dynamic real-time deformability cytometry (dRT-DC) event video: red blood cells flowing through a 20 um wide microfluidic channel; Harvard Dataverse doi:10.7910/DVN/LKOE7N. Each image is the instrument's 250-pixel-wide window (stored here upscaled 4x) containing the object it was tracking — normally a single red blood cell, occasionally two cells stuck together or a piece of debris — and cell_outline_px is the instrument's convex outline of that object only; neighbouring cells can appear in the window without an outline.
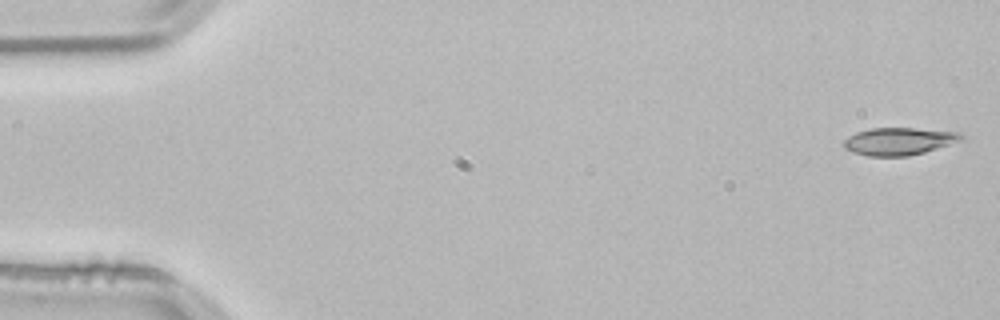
{"species": "common noctule bat (a hibernating species)", "species_latin": "Nyctalus noctula", "temperature_condition": "room temperature", "stored_images_in_passage": 53, "camera_frame_rate_fps": 3000, "um_per_image_px": 0.085, "animal": {"sex": "male", "body_mass_g": 21.5, "forearm_length_mm": 52.0}, "frame": {"image": 1, "passage_image": 1, "time_ms": 0.0, "image_size_px": [1000, 320], "cell_outline_px": [[964, 140], [924, 152], [908, 156], [868, 156], [852, 152], [844, 148], [844, 140], [848, 136], [856, 132], [872, 128], [916, 128], [964, 132]], "centroid_in_image_um": [76.46, 12.0], "position_along_channel_um": 8.5, "area_um2": 19.02}}
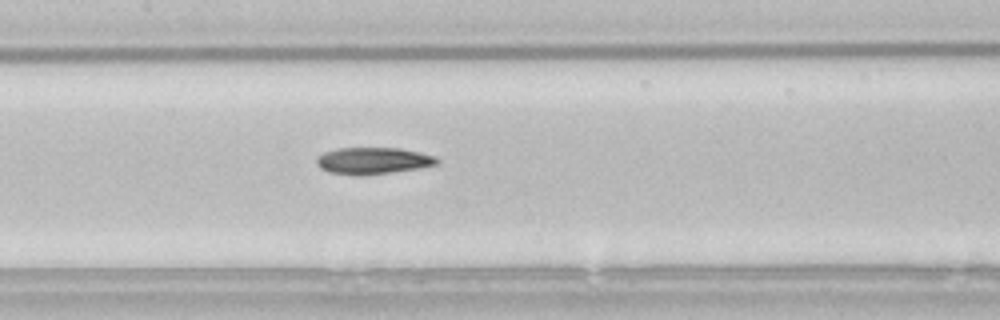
{"frame": {"image": 2, "passage_image": 25, "time_ms": 8.0, "image_size_px": [1000, 320], "cell_outline_px": [[440, 164], [420, 168], [392, 172], [328, 172], [320, 168], [316, 164], [316, 156], [324, 152], [336, 148], [400, 148], [420, 152], [436, 156], [440, 160]], "centroid_in_image_um": [31.77, 13.61], "position_along_channel_um": 175.6, "area_um2": 18.15}}
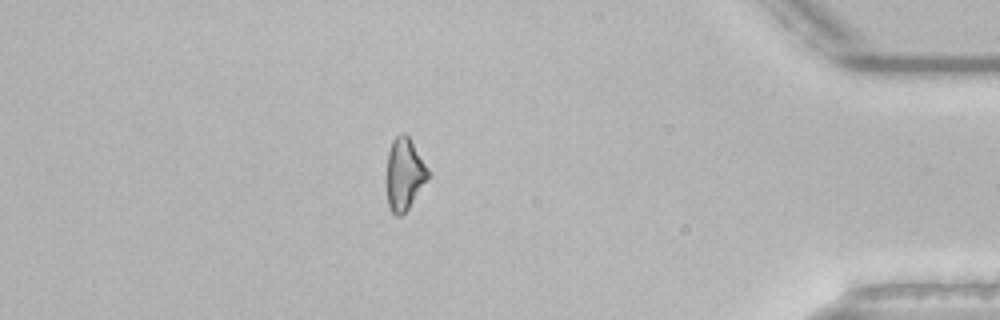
{"frame": {"image": 3, "passage_image": 46, "time_ms": 15.0, "image_size_px": [1000, 320], "cell_outline_px": [[428, 180], [408, 208], [400, 216], [396, 216], [392, 212], [388, 204], [388, 152], [392, 140], [396, 136], [404, 132], [408, 136], [428, 168]], "centroid_in_image_um": [34.39, 14.79], "position_along_channel_um": 400.8, "area_um2": 16.94}, "authors_computed_cell_mechanics": {"area_um2": 18.2648, "velocity_mm_per_s": 3.809, "shape_relaxation_time_tau1_ms": 8.4583, "shape_relaxation_time_tau2_ms": null, "deformation_change_tau1": 0.1937, "deformation_change_tau2": null}}